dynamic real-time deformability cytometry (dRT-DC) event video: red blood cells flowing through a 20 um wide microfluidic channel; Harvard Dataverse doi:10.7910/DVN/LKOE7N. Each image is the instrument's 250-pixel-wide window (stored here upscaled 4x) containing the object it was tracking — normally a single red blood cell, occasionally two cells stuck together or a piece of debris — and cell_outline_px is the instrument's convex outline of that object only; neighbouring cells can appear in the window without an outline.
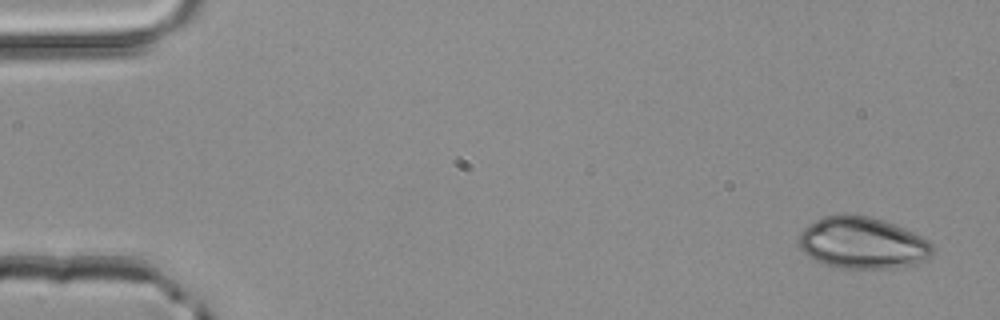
{"species": "common noctule bat (a hibernating species)", "species_latin": "Nyctalus noctula", "temperature_condition": "room temperature", "stored_images_in_passage": 3, "camera_frame_rate_fps": 3000, "um_per_image_px": 0.085, "animal": {"sex": "male", "body_mass_g": 20.4}, "frame": {"image": 1, "passage_image": 1, "time_ms": 0.0, "image_size_px": [1000, 320], "cell_outline_px": [[932, 256], [924, 260], [912, 264], [888, 268], [836, 268], [824, 264], [816, 260], [804, 252], [796, 244], [796, 240], [800, 232], [804, 228], [816, 220], [824, 216], [844, 212], [868, 216], [884, 220], [912, 232], [928, 240], [932, 244]], "centroid_in_image_um": [73.25, 20.63], "position_along_channel_um": 11.7, "area_um2": 40.46}}